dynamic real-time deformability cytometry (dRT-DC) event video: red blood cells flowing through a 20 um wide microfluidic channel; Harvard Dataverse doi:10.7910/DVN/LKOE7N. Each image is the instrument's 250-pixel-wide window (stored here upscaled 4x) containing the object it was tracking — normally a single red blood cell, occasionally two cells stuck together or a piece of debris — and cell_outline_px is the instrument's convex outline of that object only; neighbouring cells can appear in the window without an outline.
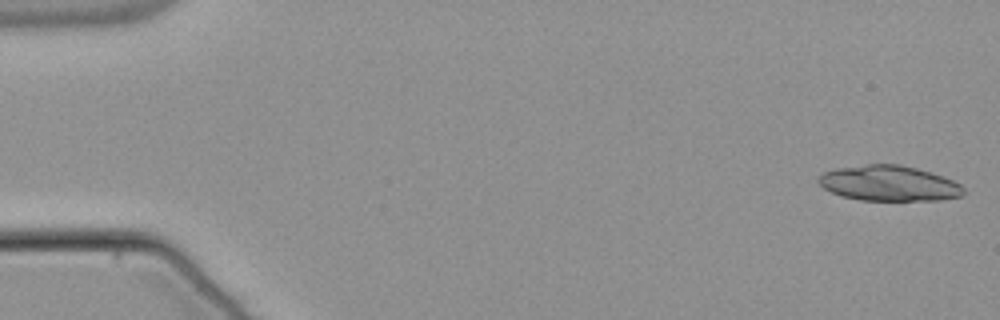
{"species": "common noctule bat (a hibernating species)", "species_latin": "Nyctalus noctula", "temperature_condition": "warm", "stored_images_in_passage": 41, "camera_frame_rate_fps": 3000, "um_per_image_px": 0.085, "animal": {"sex": "male", "body_mass_g": 21.5, "forearm_length_mm": 52.0}, "frame": {"image": 1, "passage_image": 1, "time_ms": 0.0, "image_size_px": [1000, 320], "cell_outline_px": [[964, 196], [940, 200], [860, 200], [840, 196], [824, 188], [816, 180], [824, 172], [836, 168], [868, 164], [900, 164], [932, 172], [952, 180], [960, 184], [964, 188]], "centroid_in_image_um": [75.58, 15.58], "position_along_channel_um": 9.4, "area_um2": 30.0}}